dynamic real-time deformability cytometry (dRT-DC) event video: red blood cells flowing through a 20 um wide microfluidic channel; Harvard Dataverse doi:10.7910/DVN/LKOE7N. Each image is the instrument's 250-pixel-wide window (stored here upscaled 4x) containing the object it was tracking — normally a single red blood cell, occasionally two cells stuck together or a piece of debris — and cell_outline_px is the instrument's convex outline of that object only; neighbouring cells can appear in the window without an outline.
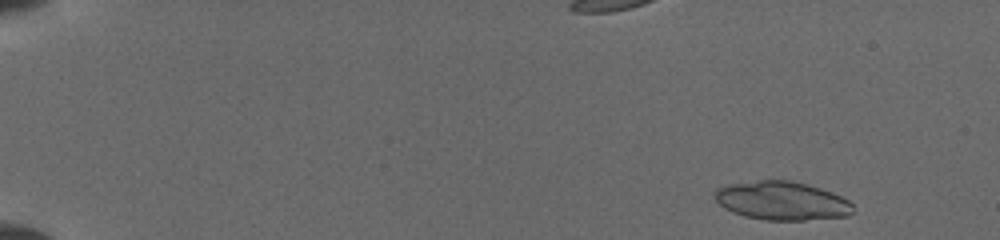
{"species": "common noctule bat (a hibernating species)", "species_latin": "Nyctalus noctula", "temperature_condition": "cold", "stored_images_in_passage": 5, "camera_frame_rate_fps": 3000, "um_per_image_px": 0.085, "animal": {"sex": "female", "body_mass_g": 19.5, "forearm_length_mm": 54.1}, "frame": {"image": 1, "passage_image": 1, "time_ms": 0.0, "image_size_px": [1000, 240], "cell_outline_px": [[852, 212], [848, 216], [804, 220], [764, 220], [744, 216], [732, 212], [724, 208], [716, 200], [716, 188], [728, 184], [760, 180], [792, 180], [808, 184], [832, 192], [848, 200], [852, 204]], "centroid_in_image_um": [66.46, 17.06], "position_along_channel_um": 18.5, "area_um2": 31.1}}